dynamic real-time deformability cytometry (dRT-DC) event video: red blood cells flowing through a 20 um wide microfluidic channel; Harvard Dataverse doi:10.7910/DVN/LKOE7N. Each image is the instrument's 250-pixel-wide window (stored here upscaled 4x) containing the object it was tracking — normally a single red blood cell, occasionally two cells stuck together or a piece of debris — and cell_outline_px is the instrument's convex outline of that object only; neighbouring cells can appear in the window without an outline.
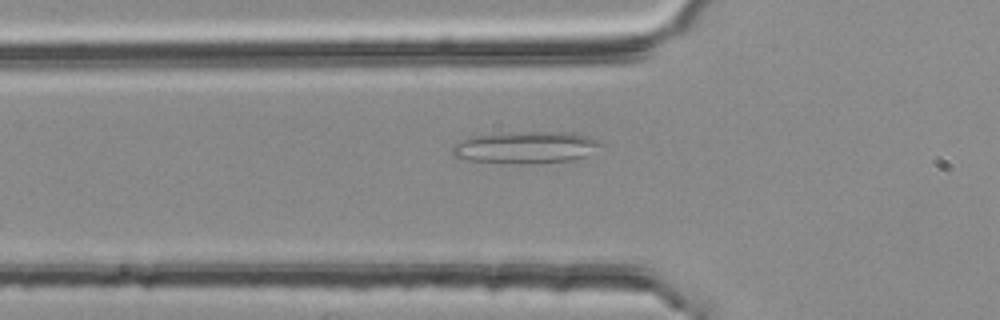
{"species": "common noctule bat (a hibernating species)", "species_latin": "Nyctalus noctula", "temperature_condition": "room temperature", "stored_images_in_passage": 54, "camera_frame_rate_fps": 3000, "um_per_image_px": 0.085, "animal": {"sex": "female", "body_mass_g": 25.1}, "frame": {"image": 1, "passage_image": 18, "time_ms": 5.667, "image_size_px": [1000, 320], "cell_outline_px": [[604, 144], [588, 156], [572, 160], [536, 164], [512, 164], [468, 160], [452, 156], [452, 148], [456, 144], [464, 140], [476, 136], [528, 132], [564, 132], [588, 136]], "centroid_in_image_um": [44.74, 12.56], "position_along_channel_um": 81.1, "area_um2": 27.46}}
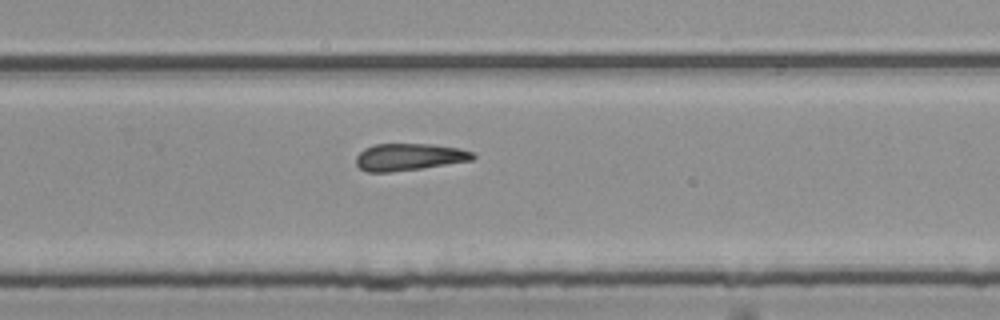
{"frame": {"image": 2, "passage_image": 35, "time_ms": 11.333, "image_size_px": [1000, 320], "cell_outline_px": [[476, 156], [472, 160], [420, 168], [388, 172], [368, 172], [360, 168], [356, 164], [356, 156], [364, 148], [376, 144], [436, 144], [460, 148], [472, 152]], "centroid_in_image_um": [34.76, 13.33], "position_along_channel_um": 295.0, "area_um2": 18.32}}
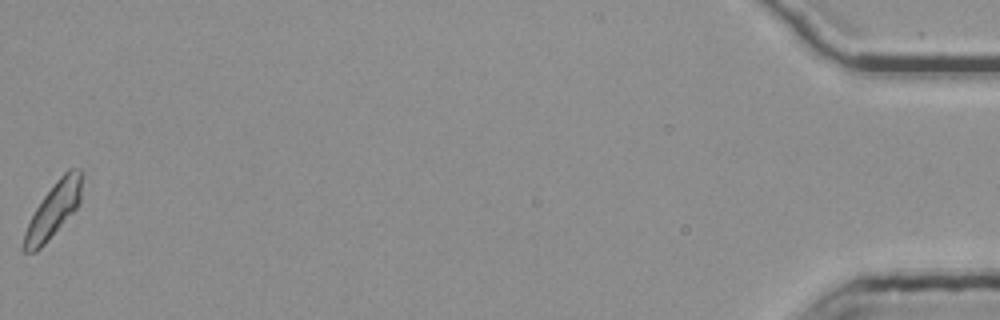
{"frame": {"image": 3, "passage_image": 54, "time_ms": 17.667, "image_size_px": [1000, 320], "cell_outline_px": [[80, 204], [44, 244], [36, 252], [24, 252], [24, 232], [36, 208], [44, 196], [60, 176], [68, 168], [80, 168]], "centroid_in_image_um": [4.54, 17.85], "position_along_channel_um": 430.7, "area_um2": 17.69}}